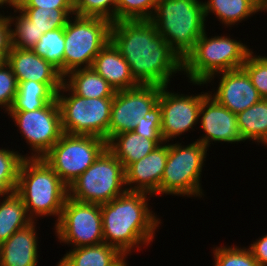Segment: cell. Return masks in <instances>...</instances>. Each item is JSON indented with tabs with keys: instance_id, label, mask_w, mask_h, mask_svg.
<instances>
[{
	"instance_id": "obj_16",
	"label": "cell",
	"mask_w": 267,
	"mask_h": 266,
	"mask_svg": "<svg viewBox=\"0 0 267 266\" xmlns=\"http://www.w3.org/2000/svg\"><path fill=\"white\" fill-rule=\"evenodd\" d=\"M218 74H222V77L217 91L211 97L234 114L243 112L263 99L243 68Z\"/></svg>"
},
{
	"instance_id": "obj_3",
	"label": "cell",
	"mask_w": 267,
	"mask_h": 266,
	"mask_svg": "<svg viewBox=\"0 0 267 266\" xmlns=\"http://www.w3.org/2000/svg\"><path fill=\"white\" fill-rule=\"evenodd\" d=\"M15 192L33 221L38 216H56L58 222L68 197V186L43 158H25Z\"/></svg>"
},
{
	"instance_id": "obj_22",
	"label": "cell",
	"mask_w": 267,
	"mask_h": 266,
	"mask_svg": "<svg viewBox=\"0 0 267 266\" xmlns=\"http://www.w3.org/2000/svg\"><path fill=\"white\" fill-rule=\"evenodd\" d=\"M162 143H165L163 139H147L134 131H128L114 135L107 142V148L126 168L144 158Z\"/></svg>"
},
{
	"instance_id": "obj_29",
	"label": "cell",
	"mask_w": 267,
	"mask_h": 266,
	"mask_svg": "<svg viewBox=\"0 0 267 266\" xmlns=\"http://www.w3.org/2000/svg\"><path fill=\"white\" fill-rule=\"evenodd\" d=\"M33 25L43 34L58 28H64L74 9H43L38 7H17ZM71 15V16H70Z\"/></svg>"
},
{
	"instance_id": "obj_36",
	"label": "cell",
	"mask_w": 267,
	"mask_h": 266,
	"mask_svg": "<svg viewBox=\"0 0 267 266\" xmlns=\"http://www.w3.org/2000/svg\"><path fill=\"white\" fill-rule=\"evenodd\" d=\"M18 90V81L11 67L6 63L0 64V107L5 111L11 108Z\"/></svg>"
},
{
	"instance_id": "obj_15",
	"label": "cell",
	"mask_w": 267,
	"mask_h": 266,
	"mask_svg": "<svg viewBox=\"0 0 267 266\" xmlns=\"http://www.w3.org/2000/svg\"><path fill=\"white\" fill-rule=\"evenodd\" d=\"M199 117L201 129L206 134L197 141L207 148L212 141L228 143L243 141L239 133L236 114L218 103L210 93L202 100Z\"/></svg>"
},
{
	"instance_id": "obj_11",
	"label": "cell",
	"mask_w": 267,
	"mask_h": 266,
	"mask_svg": "<svg viewBox=\"0 0 267 266\" xmlns=\"http://www.w3.org/2000/svg\"><path fill=\"white\" fill-rule=\"evenodd\" d=\"M55 230L60 243L72 244L74 248L103 243L101 205L67 197Z\"/></svg>"
},
{
	"instance_id": "obj_28",
	"label": "cell",
	"mask_w": 267,
	"mask_h": 266,
	"mask_svg": "<svg viewBox=\"0 0 267 266\" xmlns=\"http://www.w3.org/2000/svg\"><path fill=\"white\" fill-rule=\"evenodd\" d=\"M64 28L47 31L31 49L35 54L44 58L56 67L64 77Z\"/></svg>"
},
{
	"instance_id": "obj_24",
	"label": "cell",
	"mask_w": 267,
	"mask_h": 266,
	"mask_svg": "<svg viewBox=\"0 0 267 266\" xmlns=\"http://www.w3.org/2000/svg\"><path fill=\"white\" fill-rule=\"evenodd\" d=\"M63 83L74 94L84 98H114L116 92L92 67L69 72Z\"/></svg>"
},
{
	"instance_id": "obj_43",
	"label": "cell",
	"mask_w": 267,
	"mask_h": 266,
	"mask_svg": "<svg viewBox=\"0 0 267 266\" xmlns=\"http://www.w3.org/2000/svg\"><path fill=\"white\" fill-rule=\"evenodd\" d=\"M127 261L125 260L120 266H127Z\"/></svg>"
},
{
	"instance_id": "obj_14",
	"label": "cell",
	"mask_w": 267,
	"mask_h": 266,
	"mask_svg": "<svg viewBox=\"0 0 267 266\" xmlns=\"http://www.w3.org/2000/svg\"><path fill=\"white\" fill-rule=\"evenodd\" d=\"M161 87L158 103L161 108V135L164 142L176 138L193 128L199 118V110L207 92L198 95L172 93Z\"/></svg>"
},
{
	"instance_id": "obj_12",
	"label": "cell",
	"mask_w": 267,
	"mask_h": 266,
	"mask_svg": "<svg viewBox=\"0 0 267 266\" xmlns=\"http://www.w3.org/2000/svg\"><path fill=\"white\" fill-rule=\"evenodd\" d=\"M21 130L26 143L32 147V156L42 158L63 134L61 113L57 99L34 111H8Z\"/></svg>"
},
{
	"instance_id": "obj_38",
	"label": "cell",
	"mask_w": 267,
	"mask_h": 266,
	"mask_svg": "<svg viewBox=\"0 0 267 266\" xmlns=\"http://www.w3.org/2000/svg\"><path fill=\"white\" fill-rule=\"evenodd\" d=\"M16 7H38L43 9H74L72 0H14Z\"/></svg>"
},
{
	"instance_id": "obj_9",
	"label": "cell",
	"mask_w": 267,
	"mask_h": 266,
	"mask_svg": "<svg viewBox=\"0 0 267 266\" xmlns=\"http://www.w3.org/2000/svg\"><path fill=\"white\" fill-rule=\"evenodd\" d=\"M207 147L199 141L187 146L168 144V156L159 187V194L202 197L201 172Z\"/></svg>"
},
{
	"instance_id": "obj_17",
	"label": "cell",
	"mask_w": 267,
	"mask_h": 266,
	"mask_svg": "<svg viewBox=\"0 0 267 266\" xmlns=\"http://www.w3.org/2000/svg\"><path fill=\"white\" fill-rule=\"evenodd\" d=\"M163 144L157 146L144 158L131 163L125 168L126 187L130 186L126 188L127 191L159 195V187L168 156V144Z\"/></svg>"
},
{
	"instance_id": "obj_37",
	"label": "cell",
	"mask_w": 267,
	"mask_h": 266,
	"mask_svg": "<svg viewBox=\"0 0 267 266\" xmlns=\"http://www.w3.org/2000/svg\"><path fill=\"white\" fill-rule=\"evenodd\" d=\"M161 108L159 103L144 116V121L138 123L133 130L147 139H163L161 135Z\"/></svg>"
},
{
	"instance_id": "obj_19",
	"label": "cell",
	"mask_w": 267,
	"mask_h": 266,
	"mask_svg": "<svg viewBox=\"0 0 267 266\" xmlns=\"http://www.w3.org/2000/svg\"><path fill=\"white\" fill-rule=\"evenodd\" d=\"M35 223L32 221L0 244V266H37L38 236Z\"/></svg>"
},
{
	"instance_id": "obj_18",
	"label": "cell",
	"mask_w": 267,
	"mask_h": 266,
	"mask_svg": "<svg viewBox=\"0 0 267 266\" xmlns=\"http://www.w3.org/2000/svg\"><path fill=\"white\" fill-rule=\"evenodd\" d=\"M6 63L18 82L33 80L39 83H63L59 70L31 49L11 47Z\"/></svg>"
},
{
	"instance_id": "obj_23",
	"label": "cell",
	"mask_w": 267,
	"mask_h": 266,
	"mask_svg": "<svg viewBox=\"0 0 267 266\" xmlns=\"http://www.w3.org/2000/svg\"><path fill=\"white\" fill-rule=\"evenodd\" d=\"M63 83H39L33 80L18 82V90L8 111H34L56 99Z\"/></svg>"
},
{
	"instance_id": "obj_5",
	"label": "cell",
	"mask_w": 267,
	"mask_h": 266,
	"mask_svg": "<svg viewBox=\"0 0 267 266\" xmlns=\"http://www.w3.org/2000/svg\"><path fill=\"white\" fill-rule=\"evenodd\" d=\"M252 50L230 37H207L206 31L199 37L194 48L183 59V71L190 83L204 85L214 75L242 68Z\"/></svg>"
},
{
	"instance_id": "obj_40",
	"label": "cell",
	"mask_w": 267,
	"mask_h": 266,
	"mask_svg": "<svg viewBox=\"0 0 267 266\" xmlns=\"http://www.w3.org/2000/svg\"><path fill=\"white\" fill-rule=\"evenodd\" d=\"M249 249L260 266H267V234L250 244Z\"/></svg>"
},
{
	"instance_id": "obj_2",
	"label": "cell",
	"mask_w": 267,
	"mask_h": 266,
	"mask_svg": "<svg viewBox=\"0 0 267 266\" xmlns=\"http://www.w3.org/2000/svg\"><path fill=\"white\" fill-rule=\"evenodd\" d=\"M147 195L152 196L146 192L126 191L101 205L104 242L126 257L134 248L140 249L143 244L147 246L152 242L156 227L161 223L150 211Z\"/></svg>"
},
{
	"instance_id": "obj_1",
	"label": "cell",
	"mask_w": 267,
	"mask_h": 266,
	"mask_svg": "<svg viewBox=\"0 0 267 266\" xmlns=\"http://www.w3.org/2000/svg\"><path fill=\"white\" fill-rule=\"evenodd\" d=\"M110 41L130 66L141 85L168 86L174 73L183 71V59L157 33L150 20L112 22Z\"/></svg>"
},
{
	"instance_id": "obj_21",
	"label": "cell",
	"mask_w": 267,
	"mask_h": 266,
	"mask_svg": "<svg viewBox=\"0 0 267 266\" xmlns=\"http://www.w3.org/2000/svg\"><path fill=\"white\" fill-rule=\"evenodd\" d=\"M125 260L117 248L103 242L71 249L56 266H120Z\"/></svg>"
},
{
	"instance_id": "obj_42",
	"label": "cell",
	"mask_w": 267,
	"mask_h": 266,
	"mask_svg": "<svg viewBox=\"0 0 267 266\" xmlns=\"http://www.w3.org/2000/svg\"><path fill=\"white\" fill-rule=\"evenodd\" d=\"M267 11V1H260V11Z\"/></svg>"
},
{
	"instance_id": "obj_25",
	"label": "cell",
	"mask_w": 267,
	"mask_h": 266,
	"mask_svg": "<svg viewBox=\"0 0 267 266\" xmlns=\"http://www.w3.org/2000/svg\"><path fill=\"white\" fill-rule=\"evenodd\" d=\"M6 195V196H5ZM5 197L0 203V244L17 230L24 228L33 220L28 216L22 198L16 193L0 194Z\"/></svg>"
},
{
	"instance_id": "obj_8",
	"label": "cell",
	"mask_w": 267,
	"mask_h": 266,
	"mask_svg": "<svg viewBox=\"0 0 267 266\" xmlns=\"http://www.w3.org/2000/svg\"><path fill=\"white\" fill-rule=\"evenodd\" d=\"M72 18L64 27V76L77 69L91 68L95 56L110 41L108 19L78 15Z\"/></svg>"
},
{
	"instance_id": "obj_10",
	"label": "cell",
	"mask_w": 267,
	"mask_h": 266,
	"mask_svg": "<svg viewBox=\"0 0 267 266\" xmlns=\"http://www.w3.org/2000/svg\"><path fill=\"white\" fill-rule=\"evenodd\" d=\"M106 147V140L100 137L63 133L42 158L70 186Z\"/></svg>"
},
{
	"instance_id": "obj_35",
	"label": "cell",
	"mask_w": 267,
	"mask_h": 266,
	"mask_svg": "<svg viewBox=\"0 0 267 266\" xmlns=\"http://www.w3.org/2000/svg\"><path fill=\"white\" fill-rule=\"evenodd\" d=\"M250 52L242 65L252 84L263 99H267V56L253 55Z\"/></svg>"
},
{
	"instance_id": "obj_33",
	"label": "cell",
	"mask_w": 267,
	"mask_h": 266,
	"mask_svg": "<svg viewBox=\"0 0 267 266\" xmlns=\"http://www.w3.org/2000/svg\"><path fill=\"white\" fill-rule=\"evenodd\" d=\"M245 248V249H244ZM216 247L213 248L214 266H260L249 248Z\"/></svg>"
},
{
	"instance_id": "obj_6",
	"label": "cell",
	"mask_w": 267,
	"mask_h": 266,
	"mask_svg": "<svg viewBox=\"0 0 267 266\" xmlns=\"http://www.w3.org/2000/svg\"><path fill=\"white\" fill-rule=\"evenodd\" d=\"M125 168L106 147L94 163L68 186V197L78 202L105 204L127 190Z\"/></svg>"
},
{
	"instance_id": "obj_31",
	"label": "cell",
	"mask_w": 267,
	"mask_h": 266,
	"mask_svg": "<svg viewBox=\"0 0 267 266\" xmlns=\"http://www.w3.org/2000/svg\"><path fill=\"white\" fill-rule=\"evenodd\" d=\"M28 156L0 149V194L16 191L21 164Z\"/></svg>"
},
{
	"instance_id": "obj_26",
	"label": "cell",
	"mask_w": 267,
	"mask_h": 266,
	"mask_svg": "<svg viewBox=\"0 0 267 266\" xmlns=\"http://www.w3.org/2000/svg\"><path fill=\"white\" fill-rule=\"evenodd\" d=\"M205 18L214 13L224 25H235L260 11V0H208L204 2Z\"/></svg>"
},
{
	"instance_id": "obj_20",
	"label": "cell",
	"mask_w": 267,
	"mask_h": 266,
	"mask_svg": "<svg viewBox=\"0 0 267 266\" xmlns=\"http://www.w3.org/2000/svg\"><path fill=\"white\" fill-rule=\"evenodd\" d=\"M92 68L115 91L132 89L140 85L132 76L129 64L111 41L95 56Z\"/></svg>"
},
{
	"instance_id": "obj_34",
	"label": "cell",
	"mask_w": 267,
	"mask_h": 266,
	"mask_svg": "<svg viewBox=\"0 0 267 266\" xmlns=\"http://www.w3.org/2000/svg\"><path fill=\"white\" fill-rule=\"evenodd\" d=\"M116 6L117 0H77L74 15L101 17L112 23L116 22Z\"/></svg>"
},
{
	"instance_id": "obj_30",
	"label": "cell",
	"mask_w": 267,
	"mask_h": 266,
	"mask_svg": "<svg viewBox=\"0 0 267 266\" xmlns=\"http://www.w3.org/2000/svg\"><path fill=\"white\" fill-rule=\"evenodd\" d=\"M12 8L14 12L20 13L19 16L9 17L10 24L15 25V28H11V47L19 49H32L43 35L15 5Z\"/></svg>"
},
{
	"instance_id": "obj_39",
	"label": "cell",
	"mask_w": 267,
	"mask_h": 266,
	"mask_svg": "<svg viewBox=\"0 0 267 266\" xmlns=\"http://www.w3.org/2000/svg\"><path fill=\"white\" fill-rule=\"evenodd\" d=\"M11 50V24L8 16L0 17V64L6 62Z\"/></svg>"
},
{
	"instance_id": "obj_4",
	"label": "cell",
	"mask_w": 267,
	"mask_h": 266,
	"mask_svg": "<svg viewBox=\"0 0 267 266\" xmlns=\"http://www.w3.org/2000/svg\"><path fill=\"white\" fill-rule=\"evenodd\" d=\"M150 21L184 59L205 32L204 4L199 0H157Z\"/></svg>"
},
{
	"instance_id": "obj_27",
	"label": "cell",
	"mask_w": 267,
	"mask_h": 266,
	"mask_svg": "<svg viewBox=\"0 0 267 266\" xmlns=\"http://www.w3.org/2000/svg\"><path fill=\"white\" fill-rule=\"evenodd\" d=\"M236 116L243 142L250 139L267 145V99H262Z\"/></svg>"
},
{
	"instance_id": "obj_41",
	"label": "cell",
	"mask_w": 267,
	"mask_h": 266,
	"mask_svg": "<svg viewBox=\"0 0 267 266\" xmlns=\"http://www.w3.org/2000/svg\"><path fill=\"white\" fill-rule=\"evenodd\" d=\"M4 4L5 5L7 4V5L13 7L14 1L13 0H0V7H2ZM2 16H4V15L0 14V17H2Z\"/></svg>"
},
{
	"instance_id": "obj_32",
	"label": "cell",
	"mask_w": 267,
	"mask_h": 266,
	"mask_svg": "<svg viewBox=\"0 0 267 266\" xmlns=\"http://www.w3.org/2000/svg\"><path fill=\"white\" fill-rule=\"evenodd\" d=\"M157 0H117L116 22L121 20H150Z\"/></svg>"
},
{
	"instance_id": "obj_7",
	"label": "cell",
	"mask_w": 267,
	"mask_h": 266,
	"mask_svg": "<svg viewBox=\"0 0 267 266\" xmlns=\"http://www.w3.org/2000/svg\"><path fill=\"white\" fill-rule=\"evenodd\" d=\"M66 91L71 93H68V96L64 95ZM56 99L60 108L63 133L91 135L108 142L113 98H84L74 94L63 83Z\"/></svg>"
},
{
	"instance_id": "obj_13",
	"label": "cell",
	"mask_w": 267,
	"mask_h": 266,
	"mask_svg": "<svg viewBox=\"0 0 267 266\" xmlns=\"http://www.w3.org/2000/svg\"><path fill=\"white\" fill-rule=\"evenodd\" d=\"M161 86L139 85L116 91L111 105L108 141L116 134L133 131L159 100Z\"/></svg>"
}]
</instances>
